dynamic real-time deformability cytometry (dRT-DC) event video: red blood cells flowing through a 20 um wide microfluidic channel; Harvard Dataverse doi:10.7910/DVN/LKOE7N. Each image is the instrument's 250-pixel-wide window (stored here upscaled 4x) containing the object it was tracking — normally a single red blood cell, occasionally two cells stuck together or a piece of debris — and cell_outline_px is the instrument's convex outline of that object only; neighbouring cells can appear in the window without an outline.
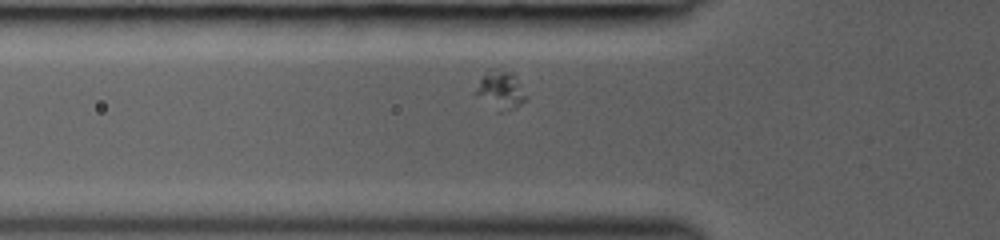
{"species": "common noctule bat (a hibernating species)", "species_latin": "Nyctalus noctula", "temperature_condition": "room temperature", "stored_images_in_passage": 15, "camera_frame_rate_fps": 3000, "um_per_image_px": 0.085, "animal": {"sex": "female", "body_mass_g": 19.0, "forearm_length_mm": 53.3}, "frame": {"image": 1, "passage_image": 3, "time_ms": 1.0, "image_size_px": [1000, 240], "cell_outline_px": [[528, 96], [516, 108], [500, 112], [496, 112], [472, 92], [484, 72], [488, 68], [512, 72], [516, 76]], "centroid_in_image_um": [42.51, 7.66], "position_along_channel_um": 83.3, "area_um2": 11.62}}
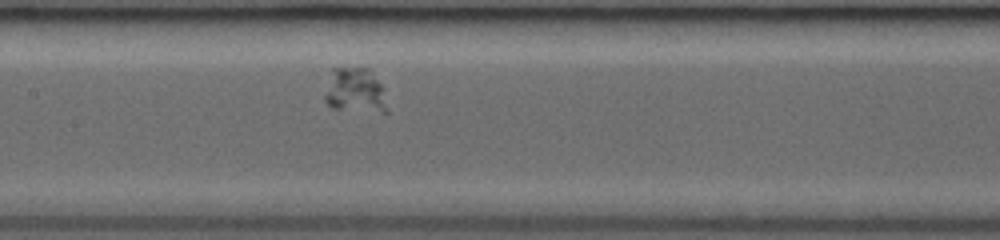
{"frame": {"image": 2, "passage_image": 7, "time_ms": 3.333, "image_size_px": [1000, 240], "cell_outline_px": [[388, 112], [384, 112], [332, 108], [324, 100], [324, 96], [332, 68], [368, 68], [384, 88]], "centroid_in_image_um": [30.2, 7.7], "position_along_channel_um": 177.2, "area_um2": 16.24}}
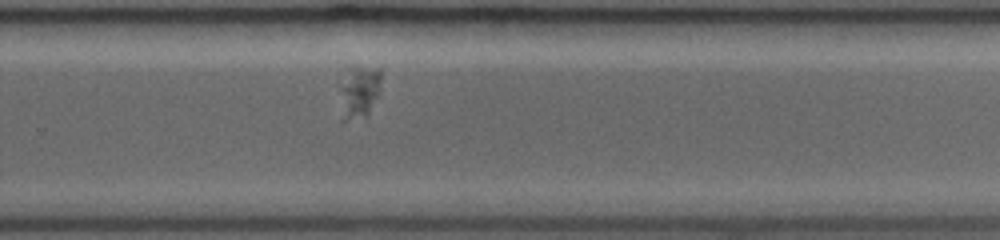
{"frame": {"image": 3, "passage_image": 15, "time_ms": 6.333, "image_size_px": [1000, 240], "cell_outline_px": [[380, 92], [368, 116], [340, 124], [340, 88], [352, 68], [380, 68]], "centroid_in_image_um": [30.52, 7.95], "position_along_channel_um": 299.3, "area_um2": 12.77}}